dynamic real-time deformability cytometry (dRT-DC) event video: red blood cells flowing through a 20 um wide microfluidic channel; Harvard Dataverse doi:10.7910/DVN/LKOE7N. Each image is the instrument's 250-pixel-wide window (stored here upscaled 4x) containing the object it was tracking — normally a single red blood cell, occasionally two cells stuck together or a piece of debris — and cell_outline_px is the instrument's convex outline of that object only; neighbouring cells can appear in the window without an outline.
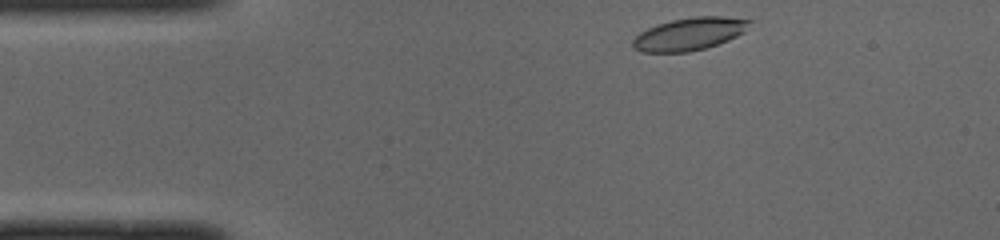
{"species": "common noctule bat (a hibernating species)", "species_latin": "Nyctalus noctula", "temperature_condition": "cold", "stored_images_in_passage": 43, "camera_frame_rate_fps": 3000, "um_per_image_px": 0.085, "animal": {"sex": "male", "body_mass_g": 19.0, "forearm_length_mm": 50.8}, "frame": {"image": 1, "passage_image": 1, "time_ms": 0.0, "image_size_px": [1000, 240], "cell_outline_px": [[752, 20], [744, 32], [728, 40], [704, 48], [688, 52], [640, 52], [632, 48], [632, 40], [640, 32], [648, 28], [672, 20], [696, 16], [724, 16]], "centroid_in_image_um": [58.58, 2.89], "position_along_channel_um": 26.4, "area_um2": 22.02}}
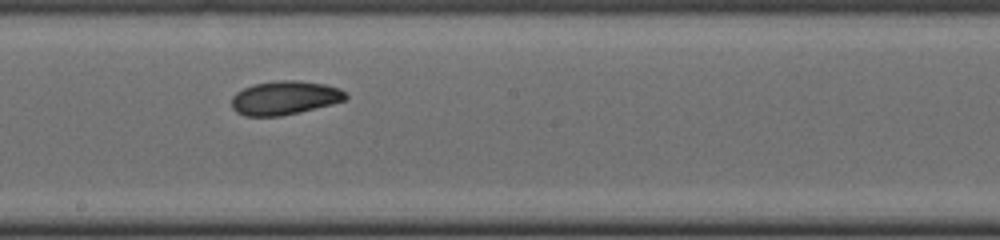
{"frame": {"image": 2, "passage_image": 20, "time_ms": 6.333, "image_size_px": [1000, 240], "cell_outline_px": [[348, 96], [344, 100], [280, 116], [244, 116], [236, 112], [232, 108], [232, 96], [236, 92], [244, 88], [256, 84], [276, 80], [296, 80], [324, 84], [340, 88]], "centroid_in_image_um": [24.15, 8.31], "position_along_channel_um": 224.1, "area_um2": 22.08}}
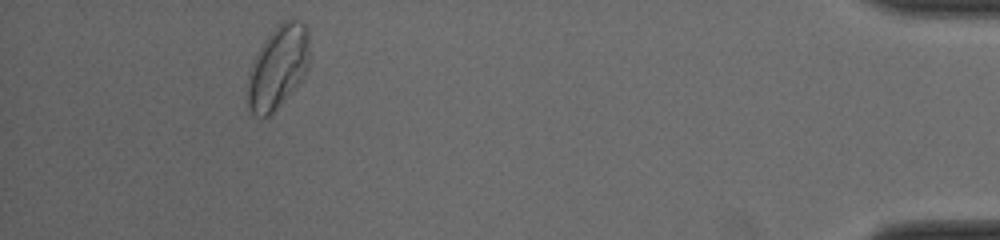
{"frame": {"image": 3, "passage_image": 39, "time_ms": 12.667, "image_size_px": [1000, 240], "cell_outline_px": [[308, 68], [304, 76], [272, 112], [268, 116], [252, 116], [248, 108], [248, 72], [264, 40], [284, 20], [300, 20], [308, 28]], "centroid_in_image_um": [23.62, 5.7], "position_along_channel_um": 411.6, "area_um2": 29.25}, "authors_computed_cell_mechanics": {"area_um2": 22.7732, "velocity_mm_per_s": 3.9892, "shape_relaxation_time_tau1_ms": 4.1167, "shape_relaxation_time_tau2_ms": 4.0418, "deformation_change_tau1": 0.1088, "deformation_change_tau2": 0.0855}}